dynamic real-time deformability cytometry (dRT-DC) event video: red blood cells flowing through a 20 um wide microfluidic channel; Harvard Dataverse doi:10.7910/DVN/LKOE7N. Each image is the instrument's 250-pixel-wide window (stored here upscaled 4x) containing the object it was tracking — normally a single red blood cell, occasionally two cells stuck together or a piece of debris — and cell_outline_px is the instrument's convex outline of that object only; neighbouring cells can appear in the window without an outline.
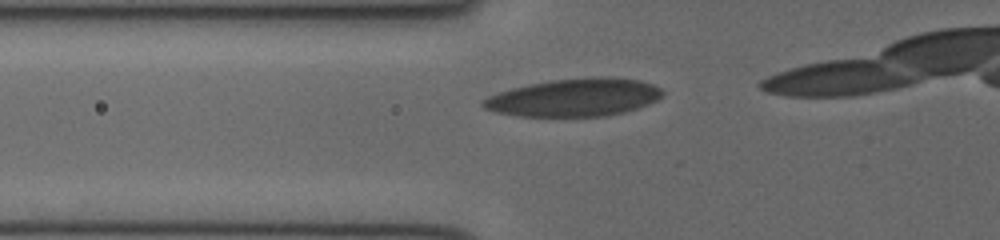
{"species": "human", "species_latin": "Homo sapiens", "temperature_condition": "cold", "stored_images_in_passage": 8, "camera_frame_rate_fps": 3000, "um_per_image_px": 0.085, "donor": {"sex": "female"}, "frame": {"image": 1, "passage_image": 3, "time_ms": 0.667, "image_size_px": [1000, 240], "cell_outline_px": [[664, 92], [656, 100], [636, 108], [624, 112], [604, 116], [516, 116], [496, 112], [484, 108], [480, 104], [480, 100], [488, 96], [512, 88], [528, 84], [552, 80], [596, 76], [608, 76], [640, 80], [652, 84], [660, 88]], "centroid_in_image_um": [48.78, 8.28], "position_along_channel_um": 77.0, "area_um2": 39.54}}
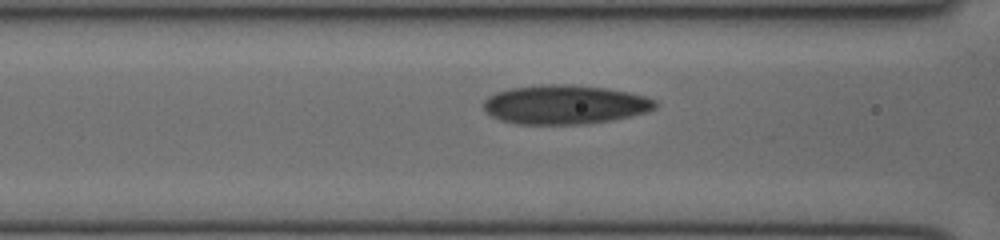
{"frame": {"image": 2, "passage_image": 6, "time_ms": 1.667, "image_size_px": [1000, 240], "cell_outline_px": [[656, 108], [648, 112], [608, 120], [580, 124], [516, 124], [500, 120], [492, 116], [484, 108], [484, 100], [488, 96], [496, 92], [508, 88], [540, 84], [572, 84], [604, 88], [628, 92], [644, 96], [656, 100]], "centroid_in_image_um": [47.98, 8.88], "position_along_channel_um": 118.6, "area_um2": 39.07}}